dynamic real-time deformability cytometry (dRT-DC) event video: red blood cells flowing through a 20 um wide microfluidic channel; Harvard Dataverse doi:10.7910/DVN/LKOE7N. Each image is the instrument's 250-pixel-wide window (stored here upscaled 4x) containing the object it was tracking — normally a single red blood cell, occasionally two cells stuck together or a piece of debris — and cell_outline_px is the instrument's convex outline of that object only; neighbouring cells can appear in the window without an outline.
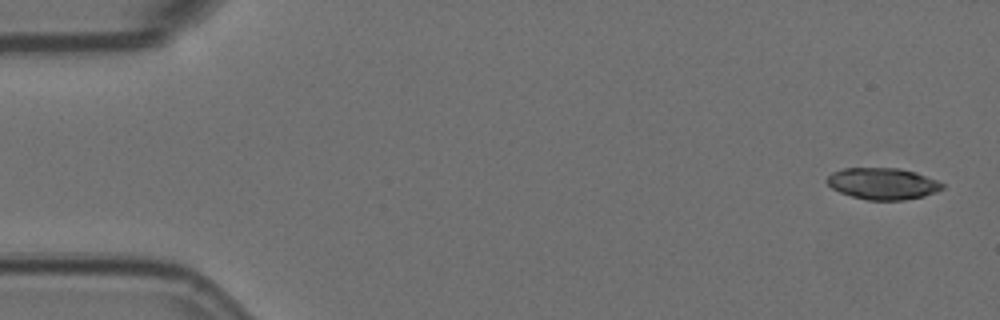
{"species": "Egyptian fruit bat (a non-hibernating species)", "species_latin": "Rousettus aegyptiacus", "temperature_condition": "room temperature", "stored_images_in_passage": 6, "segment_of_instrument_passage": [2, 2], "camera_frame_rate_fps": 3000, "um_per_image_px": 0.085, "animal": {"sex": "female"}, "frame": {"image": 1, "passage_image": 6, "time_ms": 1.667, "image_size_px": [1000, 320], "cell_outline_px": [[944, 188], [936, 192], [924, 196], [904, 200], [868, 200], [852, 196], [840, 192], [832, 188], [824, 180], [832, 172], [844, 168], [900, 168], [916, 172], [936, 180], [944, 184]], "centroid_in_image_um": [75.03, 15.6], "position_along_channel_um": 10.0, "area_um2": 21.27}}